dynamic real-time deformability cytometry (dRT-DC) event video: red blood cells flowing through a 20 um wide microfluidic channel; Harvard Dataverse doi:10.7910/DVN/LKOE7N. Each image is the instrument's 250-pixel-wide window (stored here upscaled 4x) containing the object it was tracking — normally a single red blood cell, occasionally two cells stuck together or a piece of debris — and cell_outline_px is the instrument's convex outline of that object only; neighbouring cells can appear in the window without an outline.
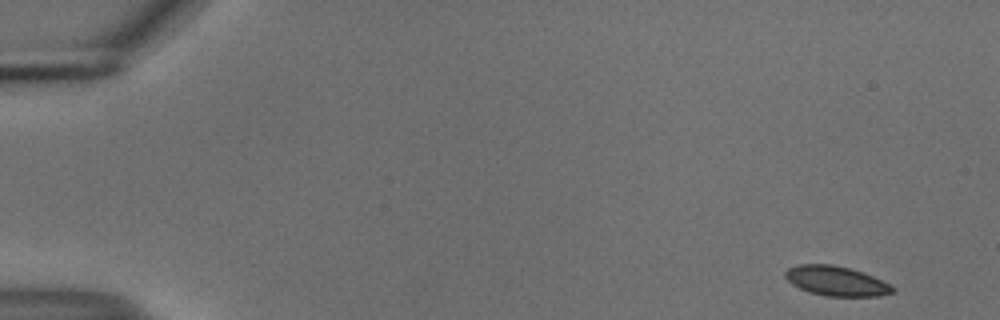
{"species": "common noctule bat (a hibernating species)", "species_latin": "Nyctalus noctula", "temperature_condition": "cold", "stored_images_in_passage": 53, "camera_frame_rate_fps": 3000, "um_per_image_px": 0.085, "animal": {"sex": "male", "body_mass_g": 18.8}, "frame": {"image": 1, "passage_image": 1, "time_ms": 0.0, "image_size_px": [1000, 320], "cell_outline_px": [[896, 288], [892, 292], [880, 296], [824, 296], [808, 292], [792, 284], [784, 276], [784, 272], [788, 268], [800, 264], [832, 264], [848, 268], [872, 276]], "centroid_in_image_um": [71.03, 23.89], "position_along_channel_um": 14.0, "area_um2": 18.38}}
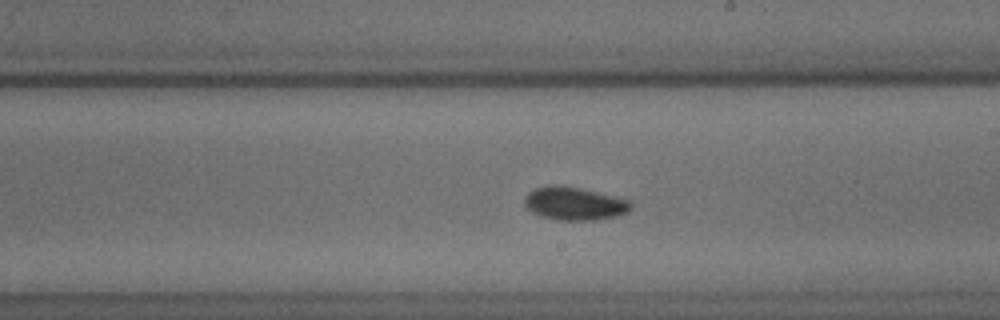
{"frame": {"image": 2, "passage_image": 30, "time_ms": 9.667, "image_size_px": [1000, 320], "cell_outline_px": [[632, 208], [628, 212], [616, 216], [596, 220], [556, 220], [540, 216], [532, 212], [524, 204], [524, 200], [528, 192], [536, 188], [548, 184], [560, 184], [580, 188], [632, 200]], "centroid_in_image_um": [48.83, 17.29], "position_along_channel_um": 240.2, "area_um2": 20.81}}
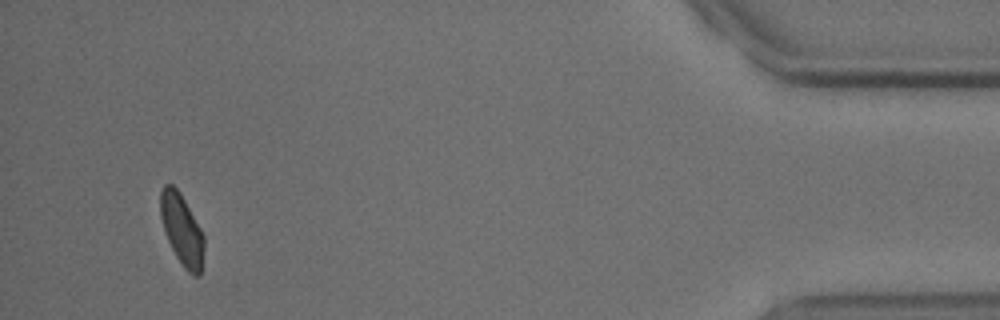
{"frame": {"image": 3, "passage_image": 50, "time_ms": 16.333, "image_size_px": [1000, 320], "cell_outline_px": [[204, 248], [200, 276], [196, 276], [188, 272], [184, 268], [176, 256], [168, 240], [160, 216], [160, 192], [164, 184], [172, 184], [180, 192], [200, 228], [204, 236]], "centroid_in_image_um": [15.45, 19.51], "position_along_channel_um": 419.7, "area_um2": 17.86}, "authors_computed_cell_mechanics": {"area_um2": 18.9006, "velocity_mm_per_s": 3.6909, "shape_relaxation_time_tau1_ms": 5.052, "shape_relaxation_time_tau2_ms": null, "deformation_change_tau1": 0.0887, "deformation_change_tau2": null}}